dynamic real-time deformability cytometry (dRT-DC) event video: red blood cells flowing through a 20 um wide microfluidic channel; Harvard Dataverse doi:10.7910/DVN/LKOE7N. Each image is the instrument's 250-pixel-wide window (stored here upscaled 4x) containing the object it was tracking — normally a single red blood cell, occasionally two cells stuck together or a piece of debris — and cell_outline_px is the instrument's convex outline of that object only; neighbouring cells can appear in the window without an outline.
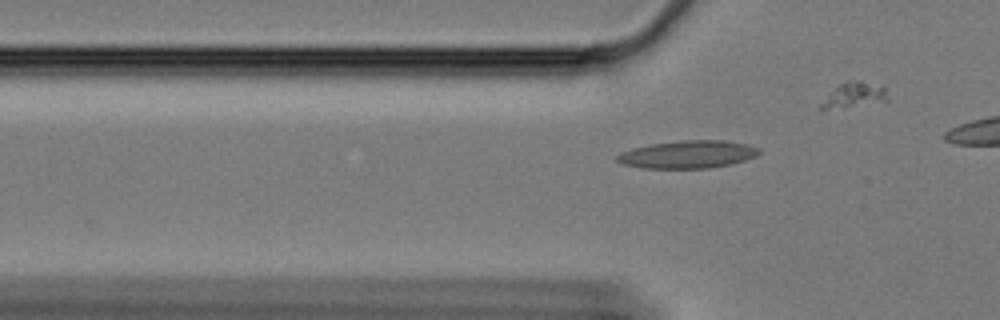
{"species": "Egyptian fruit bat (a non-hibernating species)", "species_latin": "Rousettus aegyptiacus", "temperature_condition": "cold", "stored_images_in_passage": 21, "camera_frame_rate_fps": 3000, "um_per_image_px": 0.085, "animal": {"sex": "female"}, "frame": {"image": 1, "passage_image": 6, "time_ms": 1.667, "image_size_px": [1000, 320], "cell_outline_px": [[760, 152], [756, 156], [732, 164], [708, 168], [640, 168], [624, 164], [616, 160], [616, 156], [620, 152], [632, 148], [652, 144], [680, 140], [724, 140], [748, 144], [760, 148]], "centroid_in_image_um": [58.47, 13.12], "position_along_channel_um": 67.3, "area_um2": 23.0}}
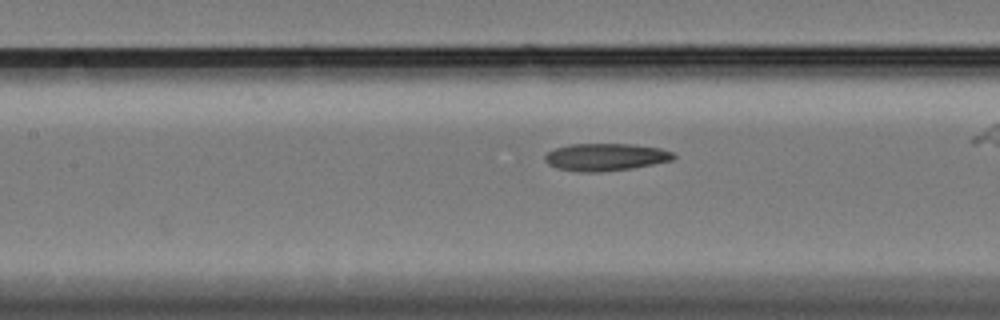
{"frame": {"image": 2, "passage_image": 14, "time_ms": 4.333, "image_size_px": [1000, 320], "cell_outline_px": [[676, 156], [672, 160], [632, 168], [600, 172], [576, 172], [556, 168], [548, 164], [544, 160], [544, 156], [548, 152], [556, 148], [568, 144], [632, 144], [660, 148], [672, 152]], "centroid_in_image_um": [51.43, 13.35], "position_along_channel_um": 156.0, "area_um2": 20.58}}
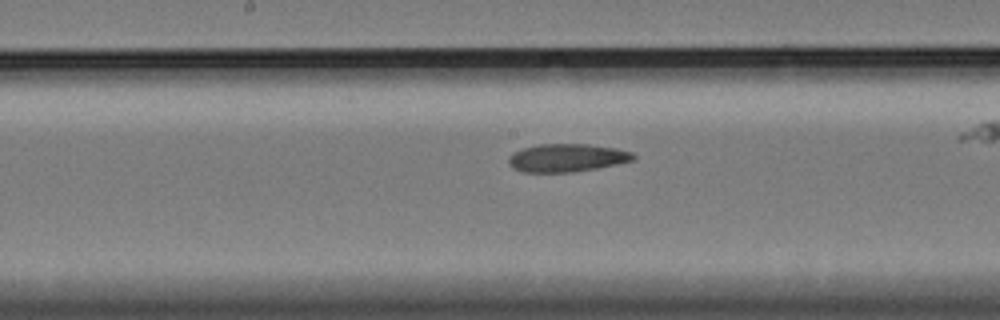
{"frame": {"image": 3, "passage_image": 18, "time_ms": 5.667, "image_size_px": [1000, 320], "cell_outline_px": [[636, 156], [632, 160], [616, 164], [596, 168], [572, 172], [524, 172], [512, 168], [508, 164], [508, 156], [512, 152], [524, 148], [540, 144], [588, 144], [616, 148], [632, 152]], "centroid_in_image_um": [48.14, 13.41], "position_along_channel_um": 200.1, "area_um2": 20.35}}